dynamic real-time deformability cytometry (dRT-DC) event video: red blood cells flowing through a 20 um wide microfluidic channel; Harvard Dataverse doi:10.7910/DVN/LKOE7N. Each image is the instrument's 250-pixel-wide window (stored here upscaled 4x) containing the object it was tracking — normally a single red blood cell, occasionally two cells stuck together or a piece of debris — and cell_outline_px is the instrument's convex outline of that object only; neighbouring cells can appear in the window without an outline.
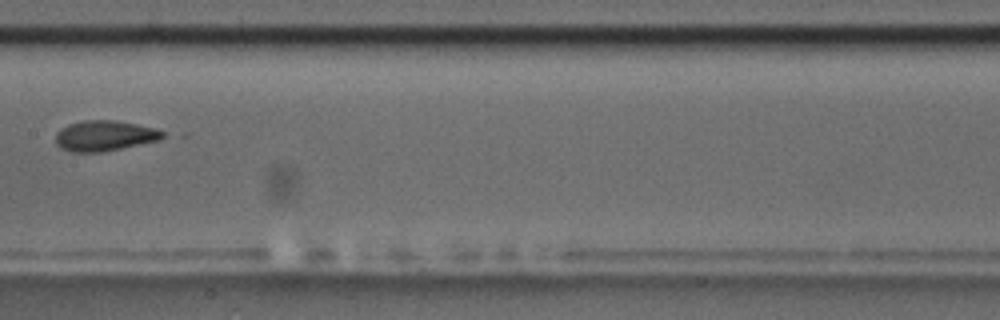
{"species": "common noctule bat (a hibernating species)", "species_latin": "Nyctalus noctula", "temperature_condition": "room temperature", "stored_images_in_passage": 14, "camera_frame_rate_fps": 3000, "um_per_image_px": 0.085, "animal": {"sex": "male", "body_mass_g": 17.5, "forearm_length_mm": 52.3}, "frame": {"image": 1, "passage_image": 7, "time_ms": 8.0, "image_size_px": [1000, 320], "cell_outline_px": [[168, 136], [160, 140], [100, 152], [72, 152], [60, 148], [56, 144], [56, 132], [60, 128], [68, 124], [84, 120], [116, 120], [156, 128], [164, 132]], "centroid_in_image_um": [8.89, 11.53], "position_along_channel_um": 198.5, "area_um2": 19.13}}
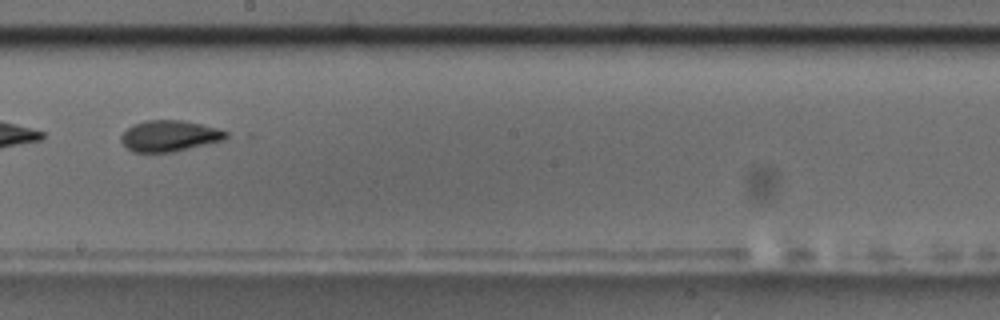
{"frame": {"image": 2, "passage_image": 8, "time_ms": 9.0, "image_size_px": [1000, 320], "cell_outline_px": [[232, 136], [224, 140], [176, 152], [132, 152], [120, 140], [120, 136], [132, 124], [144, 120], [184, 120], [216, 128], [228, 132]], "centroid_in_image_um": [14.43, 11.55], "position_along_channel_um": 233.8, "area_um2": 19.25}, "authors_computed_cell_mechanics": {"area_um2": 19.363, "velocity_mm_per_s": 3.55, "shape_relaxation_time_tau1_ms": 2.404, "shape_relaxation_time_tau2_ms": null, "deformation_change_tau1": 0.1271, "deformation_change_tau2": null}}